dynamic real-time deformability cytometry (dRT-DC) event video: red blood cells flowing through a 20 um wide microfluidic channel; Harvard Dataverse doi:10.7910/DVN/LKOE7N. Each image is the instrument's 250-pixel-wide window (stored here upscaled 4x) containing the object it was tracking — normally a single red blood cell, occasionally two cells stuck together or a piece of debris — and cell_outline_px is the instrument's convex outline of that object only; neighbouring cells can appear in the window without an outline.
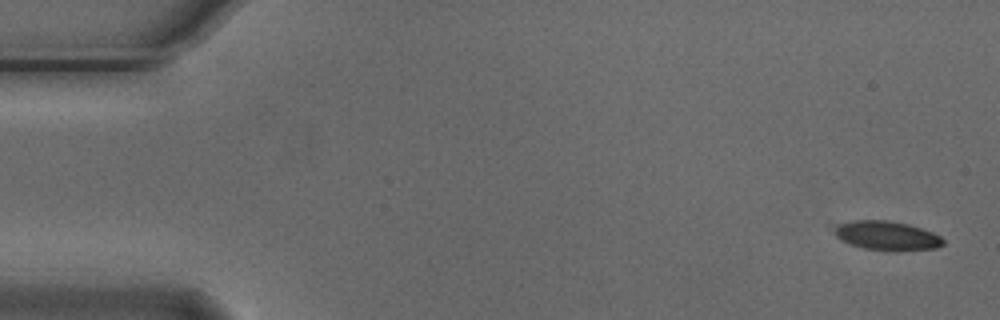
{"species": "Egyptian fruit bat (a non-hibernating species)", "species_latin": "Rousettus aegyptiacus", "temperature_condition": "cold", "stored_images_in_passage": 5, "segment_of_instrument_passage": [2, 2], "camera_frame_rate_fps": 3000, "um_per_image_px": 0.085, "animal": {"sex": "male"}, "frame": {"image": 1, "passage_image": 5, "time_ms": 1.333, "image_size_px": [1000, 320], "cell_outline_px": [[944, 244], [936, 248], [884, 252], [864, 248], [852, 244], [836, 236], [836, 224], [852, 220], [888, 220], [908, 224], [932, 232], [940, 236], [944, 240]], "centroid_in_image_um": [75.41, 20.04], "position_along_channel_um": 9.6, "area_um2": 18.44}}